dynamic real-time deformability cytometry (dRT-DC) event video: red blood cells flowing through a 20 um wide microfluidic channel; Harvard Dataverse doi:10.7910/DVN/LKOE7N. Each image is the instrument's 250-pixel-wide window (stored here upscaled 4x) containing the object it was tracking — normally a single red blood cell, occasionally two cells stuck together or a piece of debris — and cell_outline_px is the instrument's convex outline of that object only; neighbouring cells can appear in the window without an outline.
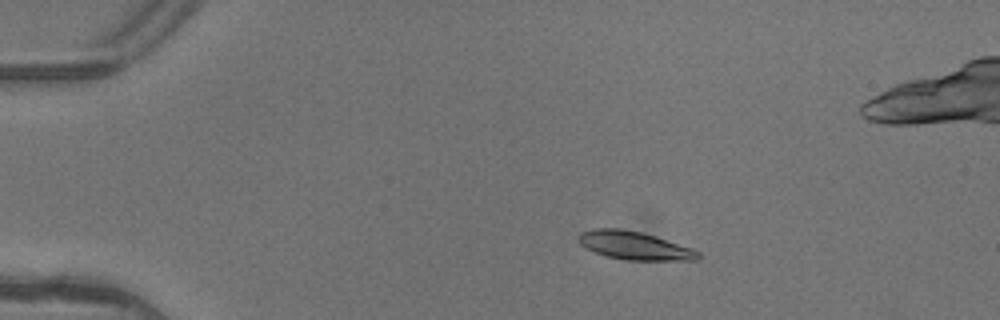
{"species": "common noctule bat (a hibernating species)", "species_latin": "Nyctalus noctula", "temperature_condition": "warm", "stored_images_in_passage": 5, "camera_frame_rate_fps": 3000, "um_per_image_px": 0.085, "animal": {"sex": "female"}, "frame": {"image": 1, "passage_image": 3, "time_ms": 0.667, "image_size_px": [1000, 320], "cell_outline_px": [[700, 260], [624, 260], [608, 256], [596, 252], [580, 244], [576, 236], [580, 232], [592, 228], [620, 228], [640, 232], [656, 236], [692, 248], [700, 252]], "centroid_in_image_um": [53.93, 20.86], "position_along_channel_um": 31.1, "area_um2": 19.71}}